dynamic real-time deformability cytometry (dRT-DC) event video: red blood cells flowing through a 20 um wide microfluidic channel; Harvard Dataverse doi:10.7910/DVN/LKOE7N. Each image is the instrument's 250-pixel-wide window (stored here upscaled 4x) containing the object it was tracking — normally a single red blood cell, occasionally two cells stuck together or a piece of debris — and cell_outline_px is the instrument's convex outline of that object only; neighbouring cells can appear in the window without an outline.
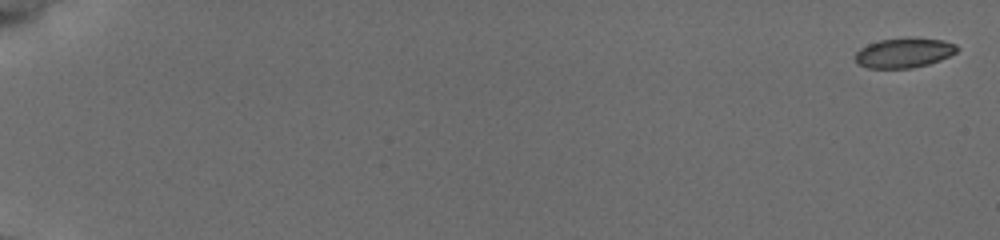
{"species": "common noctule bat (a hibernating species)", "species_latin": "Nyctalus noctula", "temperature_condition": "cold", "stored_images_in_passage": 14, "camera_frame_rate_fps": 3000, "um_per_image_px": 0.085, "animal": {"sex": "female", "body_mass_g": 19.5, "forearm_length_mm": 54.1}, "frame": {"image": 1, "passage_image": 1, "time_ms": 0.0, "image_size_px": [1000, 240], "cell_outline_px": [[960, 48], [956, 52], [940, 60], [928, 64], [912, 68], [868, 68], [856, 64], [856, 52], [860, 48], [868, 44], [880, 40], [944, 40], [956, 44]], "centroid_in_image_um": [76.82, 4.53], "position_along_channel_um": 8.2, "area_um2": 17.05}}
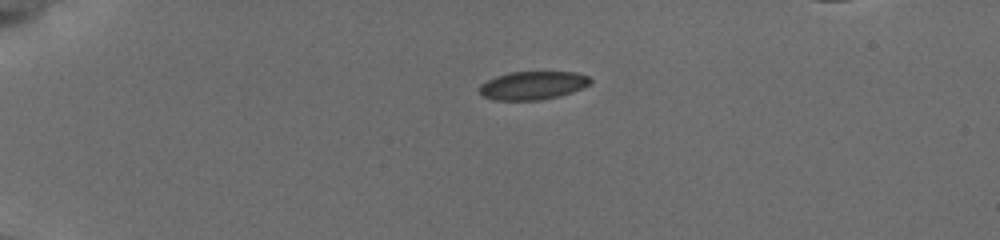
{"frame": {"image": 2, "passage_image": 12, "time_ms": 4.667, "image_size_px": [1000, 240], "cell_outline_px": [[592, 80], [588, 84], [572, 92], [560, 96], [540, 100], [492, 100], [484, 96], [480, 92], [480, 84], [496, 76], [508, 72], [576, 72], [588, 76]], "centroid_in_image_um": [45.27, 7.26], "position_along_channel_um": 39.7, "area_um2": 18.21}}